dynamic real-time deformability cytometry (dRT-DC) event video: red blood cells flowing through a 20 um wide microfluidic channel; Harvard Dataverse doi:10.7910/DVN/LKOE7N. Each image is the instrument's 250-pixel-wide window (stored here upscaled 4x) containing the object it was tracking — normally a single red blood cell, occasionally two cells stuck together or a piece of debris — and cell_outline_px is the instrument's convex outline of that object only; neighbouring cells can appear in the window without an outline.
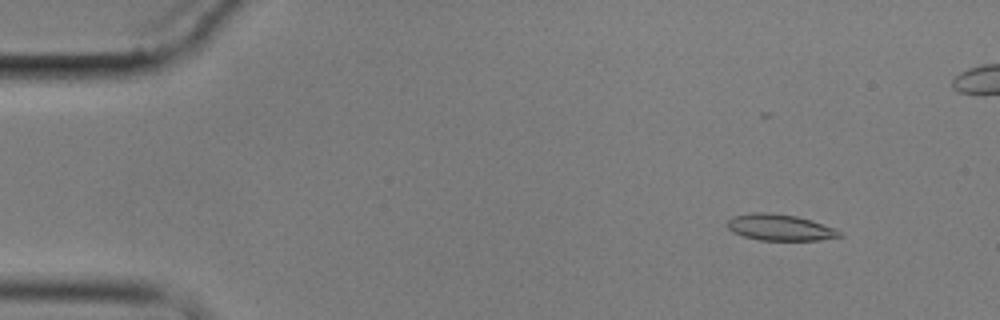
{"species": "common noctule bat (a hibernating species)", "species_latin": "Nyctalus noctula", "temperature_condition": "cold", "stored_images_in_passage": 6, "camera_frame_rate_fps": 3000, "um_per_image_px": 0.085, "animal": {"sex": "male", "body_mass_g": 17.9}, "frame": {"image": 1, "passage_image": 2, "time_ms": 1.0, "image_size_px": [1000, 320], "cell_outline_px": [[844, 236], [816, 240], [760, 240], [744, 236], [732, 232], [728, 228], [728, 220], [732, 216], [752, 212], [768, 212], [796, 216], [812, 220], [836, 228], [844, 232]], "centroid_in_image_um": [66.33, 19.32], "position_along_channel_um": 18.7, "area_um2": 17.34}}